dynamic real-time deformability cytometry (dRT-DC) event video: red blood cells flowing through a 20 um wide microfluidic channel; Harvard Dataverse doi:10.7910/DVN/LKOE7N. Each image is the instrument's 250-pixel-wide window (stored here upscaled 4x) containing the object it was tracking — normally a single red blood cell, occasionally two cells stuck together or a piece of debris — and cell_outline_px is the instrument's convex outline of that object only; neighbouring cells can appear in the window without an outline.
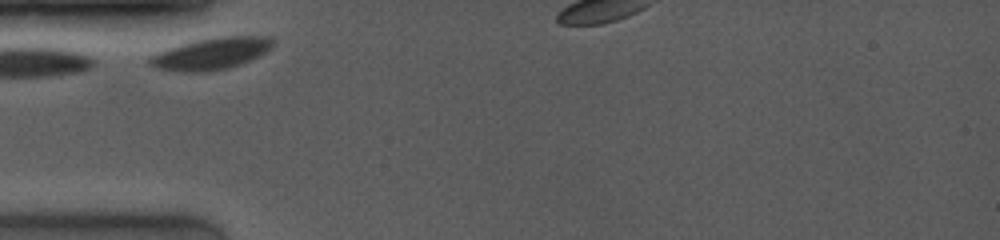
{"species": "common noctule bat (a hibernating species)", "species_latin": "Nyctalus noctula", "temperature_condition": "room temperature", "stored_images_in_passage": 7, "camera_frame_rate_fps": 4000, "um_per_image_px": 0.085, "animal": {"sex": "female", "body_mass_g": 19.0, "forearm_length_mm": 53.3}, "frame": {"image": 1, "passage_image": 1, "time_ms": 0.0, "image_size_px": [1000, 240], "cell_outline_px": [[272, 48], [240, 64], [228, 68], [208, 72], [180, 72], [156, 68], [148, 64], [148, 60], [152, 56], [168, 48], [180, 44], [196, 40], [216, 36], [268, 36], [272, 40]], "centroid_in_image_um": [17.92, 4.56], "position_along_channel_um": 67.1, "area_um2": 22.66}}